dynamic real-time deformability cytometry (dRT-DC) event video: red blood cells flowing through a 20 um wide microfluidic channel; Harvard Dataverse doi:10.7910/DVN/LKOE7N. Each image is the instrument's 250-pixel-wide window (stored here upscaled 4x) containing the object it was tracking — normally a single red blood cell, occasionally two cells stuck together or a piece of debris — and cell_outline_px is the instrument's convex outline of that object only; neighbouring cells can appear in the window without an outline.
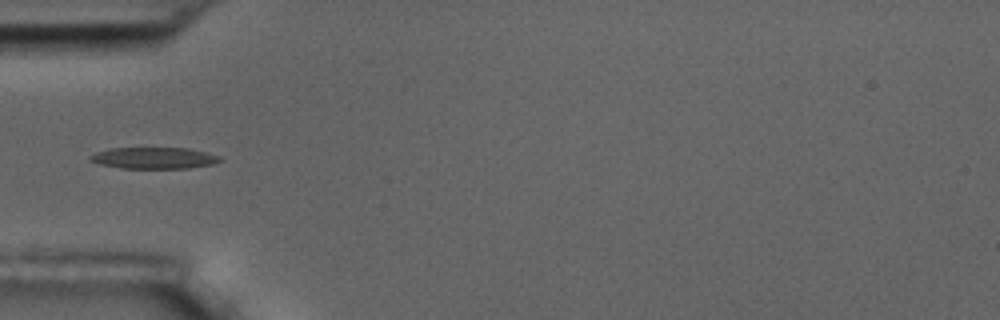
{"species": "common noctule bat (a hibernating species)", "species_latin": "Nyctalus noctula", "temperature_condition": "room temperature", "stored_images_in_passage": 10, "camera_frame_rate_fps": 3000, "um_per_image_px": 0.085, "animal": {"sex": "male", "body_mass_g": 17.5, "forearm_length_mm": 52.3}, "frame": {"image": 1, "passage_image": 5, "time_ms": 5.667, "image_size_px": [1000, 320], "cell_outline_px": [[224, 160], [212, 164], [188, 168], [120, 168], [100, 164], [92, 160], [88, 156], [96, 152], [108, 148], [188, 148], [220, 156]], "centroid_in_image_um": [13.1, 13.43], "position_along_channel_um": 71.9, "area_um2": 16.13}}
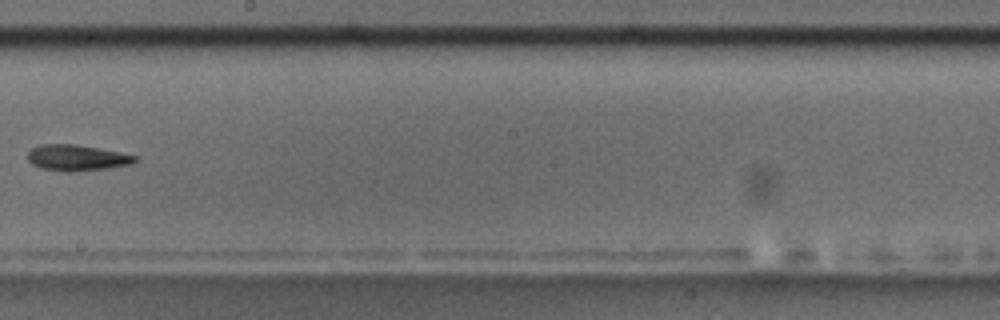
{"frame": {"image": 2, "passage_image": 9, "time_ms": 10.333, "image_size_px": [1000, 320], "cell_outline_px": [[136, 160], [132, 164], [112, 168], [76, 172], [64, 172], [40, 168], [32, 164], [28, 160], [28, 152], [32, 148], [40, 144], [76, 144], [100, 148], [136, 156]], "centroid_in_image_um": [6.52, 13.42], "position_along_channel_um": 241.7, "area_um2": 16.47}}
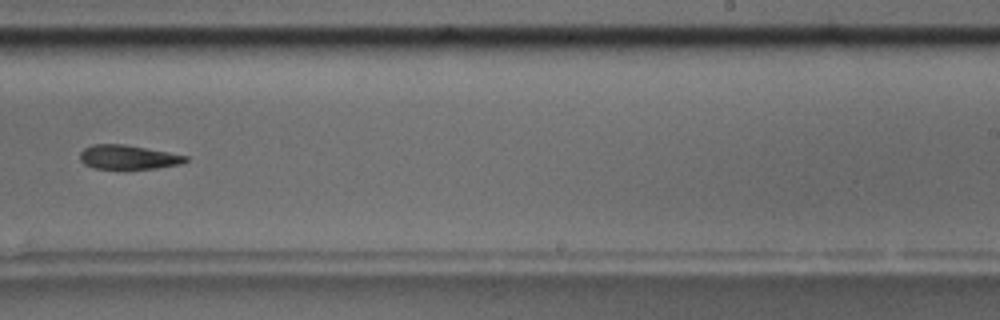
{"frame": {"image": 3, "passage_image": 10, "time_ms": 11.333, "image_size_px": [1000, 320], "cell_outline_px": [[188, 160], [180, 164], [156, 168], [92, 168], [84, 164], [80, 160], [80, 152], [84, 148], [92, 144], [124, 144], [168, 152], [188, 156]], "centroid_in_image_um": [10.87, 13.35], "position_along_channel_um": 278.1, "area_um2": 14.74}}